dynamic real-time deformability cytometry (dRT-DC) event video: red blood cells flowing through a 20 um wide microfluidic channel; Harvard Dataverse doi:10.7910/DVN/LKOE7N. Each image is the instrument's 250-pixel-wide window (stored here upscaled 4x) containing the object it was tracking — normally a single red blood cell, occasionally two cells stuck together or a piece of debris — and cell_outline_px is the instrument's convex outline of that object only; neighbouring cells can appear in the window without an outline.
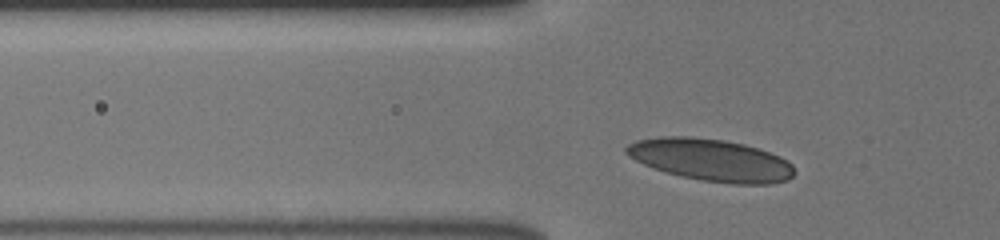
{"species": "human", "species_latin": "Homo sapiens", "temperature_condition": "cold", "stored_images_in_passage": 37, "camera_frame_rate_fps": 3000, "um_per_image_px": 0.085, "donor": {"sex": "male"}, "frame": {"image": 1, "passage_image": 8, "time_ms": 2.333, "image_size_px": [1000, 240], "cell_outline_px": [[796, 172], [788, 180], [768, 184], [732, 184], [700, 180], [680, 176], [644, 164], [628, 156], [624, 152], [624, 148], [628, 144], [636, 140], [660, 136], [688, 136], [724, 140], [744, 144], [760, 148], [780, 156], [792, 164]], "centroid_in_image_um": [60.45, 13.59], "position_along_channel_um": 65.4, "area_um2": 41.44}}
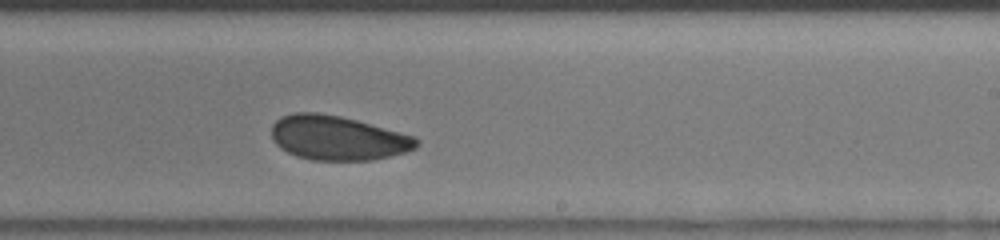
{"frame": {"image": 2, "passage_image": 24, "time_ms": 7.667, "image_size_px": [1000, 240], "cell_outline_px": [[420, 144], [416, 148], [408, 152], [372, 160], [312, 160], [296, 156], [280, 148], [272, 140], [272, 124], [280, 116], [296, 112], [316, 112], [340, 116], [356, 120], [416, 136], [420, 140]], "centroid_in_image_um": [28.72, 11.72], "position_along_channel_um": 260.3, "area_um2": 37.8}}
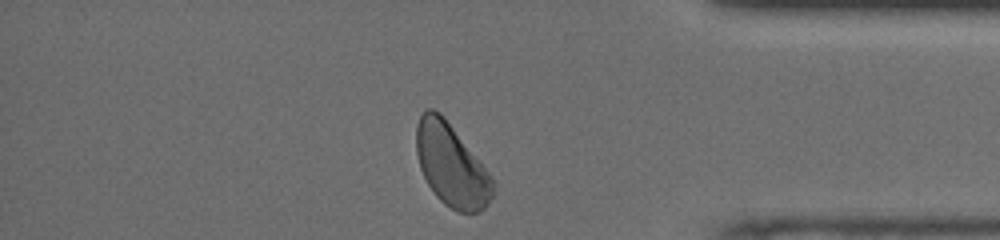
{"frame": {"image": 3, "passage_image": 36, "time_ms": 11.667, "image_size_px": [1000, 240], "cell_outline_px": [[496, 184], [492, 196], [488, 204], [480, 212], [456, 212], [444, 204], [436, 196], [428, 184], [420, 168], [416, 152], [416, 124], [424, 108], [432, 108], [440, 112], [444, 116], [480, 160], [496, 180]], "centroid_in_image_um": [38.38, 14.03], "position_along_channel_um": 396.8, "area_um2": 37.28}, "authors_computed_cell_mechanics": {"area_um2": 37.8012, "velocity_mm_per_s": 3.7976, "shape_relaxation_time_tau1_ms": 6.2508, "shape_relaxation_time_tau2_ms": 2.0741, "deformation_change_tau1": 0.1136, "deformation_change_tau2": 0.0678}}